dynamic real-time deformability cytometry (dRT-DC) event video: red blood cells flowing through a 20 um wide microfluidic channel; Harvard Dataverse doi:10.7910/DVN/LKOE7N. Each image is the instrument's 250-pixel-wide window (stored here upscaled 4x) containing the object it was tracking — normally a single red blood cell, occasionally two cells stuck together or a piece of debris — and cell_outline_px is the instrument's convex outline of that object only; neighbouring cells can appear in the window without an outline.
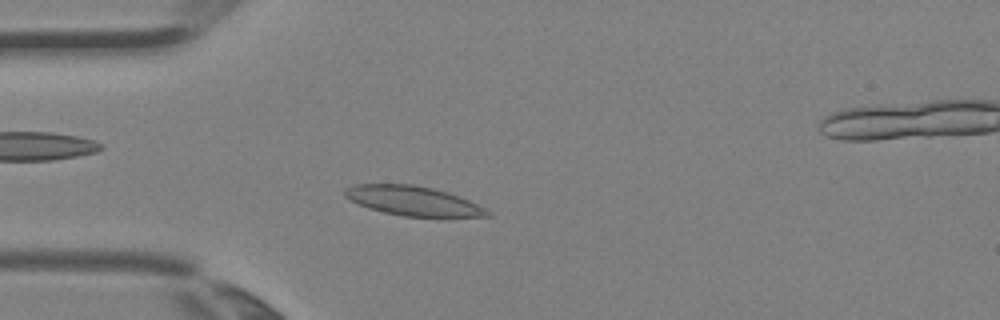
{"species": "Egyptian fruit bat (a non-hibernating species)", "species_latin": "Rousettus aegyptiacus", "temperature_condition": "room temperature", "stored_images_in_passage": 3, "camera_frame_rate_fps": 3000, "um_per_image_px": 0.085, "animal": {"sex": "female"}, "frame": {"image": 1, "passage_image": 2, "time_ms": 0.333, "image_size_px": [1000, 320], "cell_outline_px": [[492, 216], [404, 216], [384, 212], [368, 208], [344, 196], [344, 188], [352, 184], [412, 184], [432, 188], [448, 192], [468, 200], [484, 208]], "centroid_in_image_um": [35.04, 17.05], "position_along_channel_um": 50.0, "area_um2": 24.04}}